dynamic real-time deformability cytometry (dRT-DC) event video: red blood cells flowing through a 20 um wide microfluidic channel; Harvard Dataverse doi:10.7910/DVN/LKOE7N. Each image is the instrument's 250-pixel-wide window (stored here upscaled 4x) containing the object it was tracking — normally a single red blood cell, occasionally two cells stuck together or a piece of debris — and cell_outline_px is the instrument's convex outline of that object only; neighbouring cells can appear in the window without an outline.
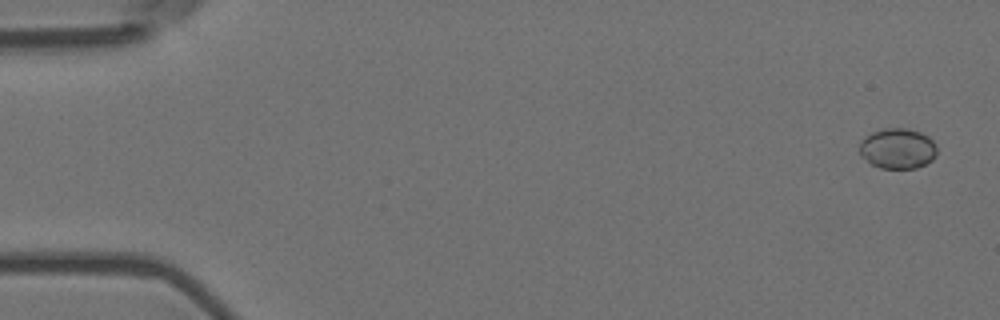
{"species": "Egyptian fruit bat (a non-hibernating species)", "species_latin": "Rousettus aegyptiacus", "temperature_condition": "room temperature", "stored_images_in_passage": 7, "camera_frame_rate_fps": 3000, "um_per_image_px": 0.085, "animal": {"sex": "female"}, "frame": {"image": 1, "passage_image": 1, "time_ms": 0.0, "image_size_px": [1000, 320], "cell_outline_px": [[936, 156], [932, 160], [916, 168], [880, 168], [872, 164], [860, 156], [860, 140], [864, 136], [872, 132], [884, 128], [908, 128], [920, 132], [928, 136], [936, 144]], "centroid_in_image_um": [76.29, 12.61], "position_along_channel_um": 8.7, "area_um2": 18.38}}